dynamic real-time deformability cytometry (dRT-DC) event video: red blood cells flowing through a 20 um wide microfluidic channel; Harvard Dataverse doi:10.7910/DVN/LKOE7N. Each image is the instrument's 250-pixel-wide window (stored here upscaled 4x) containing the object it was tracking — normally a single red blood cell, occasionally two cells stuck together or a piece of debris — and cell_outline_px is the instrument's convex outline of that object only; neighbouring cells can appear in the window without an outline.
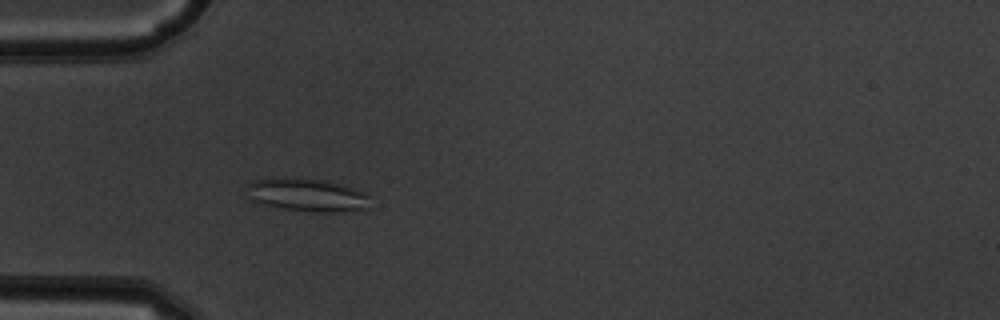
{"species": "common noctule bat (a hibernating species)", "species_latin": "Nyctalus noctula", "temperature_condition": "warm", "stored_images_in_passage": 51, "camera_frame_rate_fps": 3000, "um_per_image_px": 0.085, "animal": {"sex": "male", "body_mass_g": 19.5, "forearm_length_mm": 54.6}, "frame": {"image": 1, "passage_image": 16, "time_ms": 5.0, "image_size_px": [1000, 320], "cell_outline_px": [[368, 208], [340, 212], [316, 212], [284, 208], [264, 204], [252, 200], [248, 196], [248, 184], [252, 180], [272, 176], [304, 176], [328, 180], [364, 192], [368, 196]], "centroid_in_image_um": [26.06, 16.51], "position_along_channel_um": 58.9, "area_um2": 24.28}}
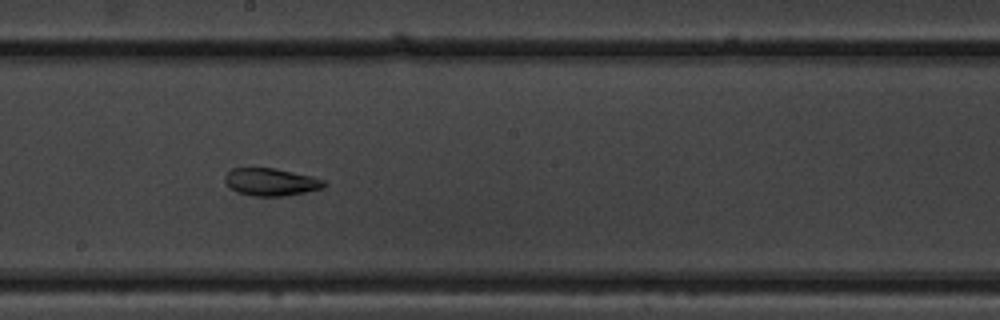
{"frame": {"image": 2, "passage_image": 29, "time_ms": 9.333, "image_size_px": [1000, 320], "cell_outline_px": [[328, 184], [324, 188], [284, 196], [252, 196], [236, 192], [224, 180], [224, 176], [232, 168], [272, 168], [312, 176], [324, 180]], "centroid_in_image_um": [23.04, 15.47], "position_along_channel_um": 225.2, "area_um2": 15.84}}
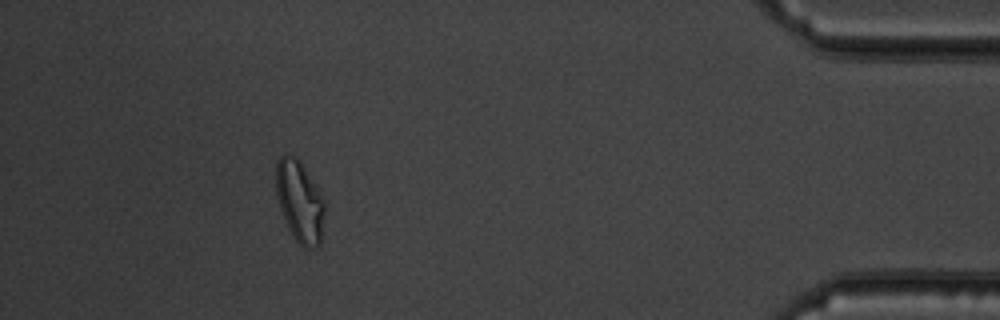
{"frame": {"image": 3, "passage_image": 47, "time_ms": 15.333, "image_size_px": [1000, 320], "cell_outline_px": [[324, 212], [320, 244], [316, 248], [304, 248], [292, 236], [284, 220], [276, 196], [276, 160], [280, 156], [288, 152], [296, 156], [300, 160], [324, 200]], "centroid_in_image_um": [25.44, 17.1], "position_along_channel_um": 409.8, "area_um2": 23.24}, "authors_computed_cell_mechanics": {"area_um2": 21.386, "velocity_mm_per_s": 3.948, "shape_relaxation_time_tau1_ms": null, "shape_relaxation_time_tau2_ms": 3.731, "deformation_change_tau1": null, "deformation_change_tau2": 0.101}}